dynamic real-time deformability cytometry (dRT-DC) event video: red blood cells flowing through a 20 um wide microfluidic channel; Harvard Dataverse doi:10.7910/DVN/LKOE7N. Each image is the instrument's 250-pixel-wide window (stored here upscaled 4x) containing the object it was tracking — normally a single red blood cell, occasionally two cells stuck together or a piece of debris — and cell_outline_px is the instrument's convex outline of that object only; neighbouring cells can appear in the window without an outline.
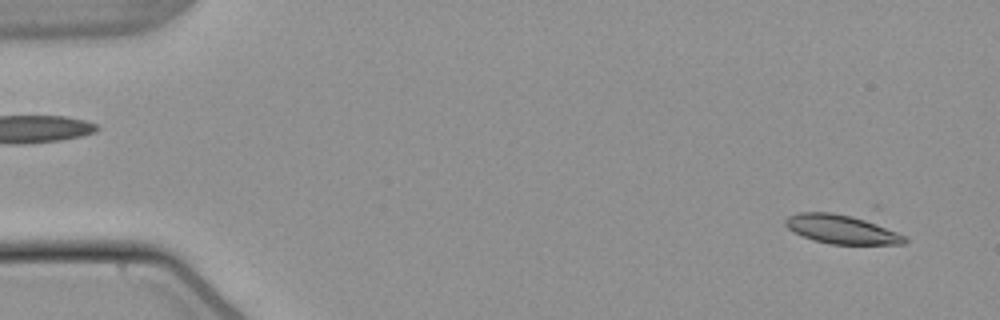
{"species": "common noctule bat (a hibernating species)", "species_latin": "Nyctalus noctula", "temperature_condition": "warm", "stored_images_in_passage": 54, "camera_frame_rate_fps": 3000, "um_per_image_px": 0.085, "animal": {"sex": "male", "body_mass_g": 21.5, "forearm_length_mm": 52.0}, "frame": {"image": 1, "passage_image": 3, "time_ms": 0.667, "image_size_px": [1000, 320], "cell_outline_px": [[908, 240], [904, 244], [832, 244], [812, 240], [788, 228], [784, 224], [784, 220], [788, 216], [800, 212], [832, 212], [868, 216], [904, 236]], "centroid_in_image_um": [71.62, 19.45], "position_along_channel_um": 13.4, "area_um2": 20.81}}
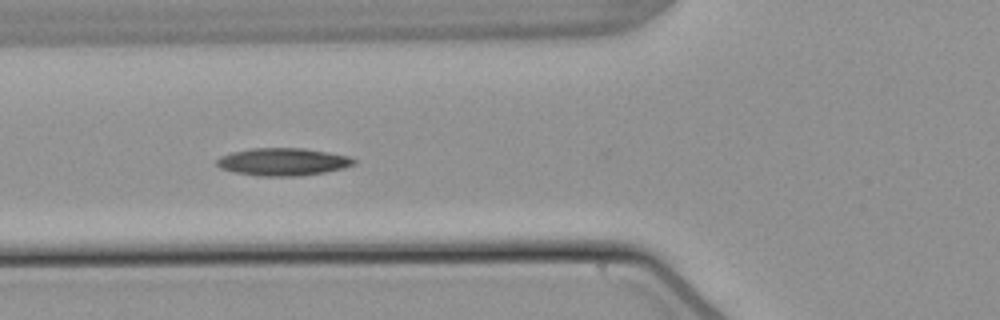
{"frame": {"image": 2, "passage_image": 20, "time_ms": 6.333, "image_size_px": [1000, 320], "cell_outline_px": [[356, 164], [344, 168], [324, 172], [300, 176], [256, 176], [236, 172], [220, 168], [216, 164], [216, 160], [220, 156], [232, 152], [252, 148], [304, 148], [328, 152], [348, 156], [356, 160]], "centroid_in_image_um": [24.05, 13.75], "position_along_channel_um": 101.7, "area_um2": 22.08}}
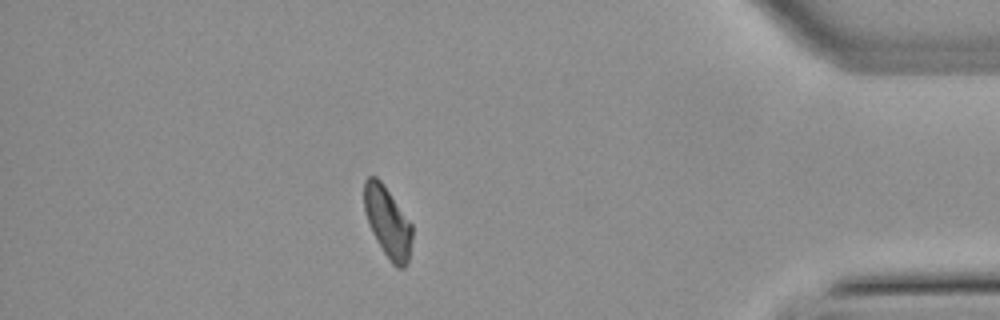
{"frame": {"image": 3, "passage_image": 47, "time_ms": 15.333, "image_size_px": [1000, 320], "cell_outline_px": [[412, 236], [408, 260], [404, 268], [396, 268], [388, 260], [376, 240], [372, 232], [364, 208], [364, 180], [368, 176], [376, 176], [380, 180], [412, 224]], "centroid_in_image_um": [32.94, 18.9], "position_along_channel_um": 402.3, "area_um2": 19.59}}